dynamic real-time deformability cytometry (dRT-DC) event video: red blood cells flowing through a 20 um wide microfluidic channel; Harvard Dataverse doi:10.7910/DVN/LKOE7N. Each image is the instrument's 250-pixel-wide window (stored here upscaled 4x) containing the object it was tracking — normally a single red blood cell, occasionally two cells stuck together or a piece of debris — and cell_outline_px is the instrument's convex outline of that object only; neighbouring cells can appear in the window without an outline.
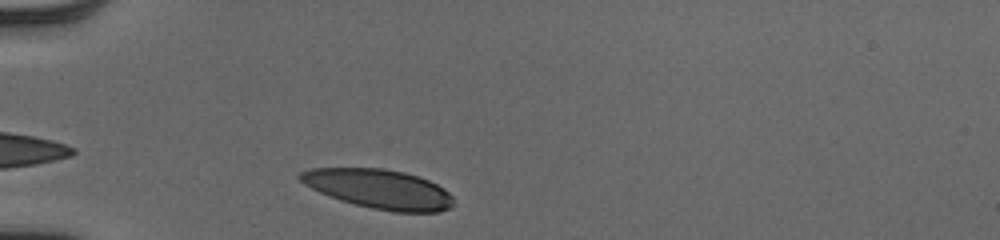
{"species": "human", "species_latin": "Homo sapiens", "temperature_condition": "cold", "stored_images_in_passage": 27, "camera_frame_rate_fps": 3000, "um_per_image_px": 0.085, "donor": {"sex": "male"}, "frame": {"image": 1, "passage_image": 1, "time_ms": 0.0, "image_size_px": [1000, 240], "cell_outline_px": [[456, 204], [452, 208], [440, 212], [392, 212], [372, 208], [340, 200], [328, 196], [304, 184], [296, 176], [300, 172], [312, 168], [380, 168], [404, 172], [428, 180], [444, 188], [452, 196]], "centroid_in_image_um": [32.24, 16.07], "position_along_channel_um": 52.8, "area_um2": 35.26}}
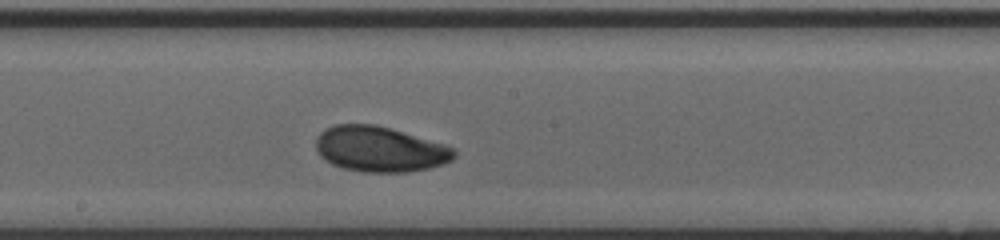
{"frame": {"image": 2, "passage_image": 15, "time_ms": 4.667, "image_size_px": [1000, 240], "cell_outline_px": [[456, 156], [452, 160], [428, 168], [408, 172], [360, 172], [344, 168], [332, 164], [320, 156], [316, 148], [316, 140], [320, 132], [336, 124], [376, 124], [444, 144], [452, 148], [456, 152]], "centroid_in_image_um": [32.27, 12.68], "position_along_channel_um": 215.9, "area_um2": 36.36}}
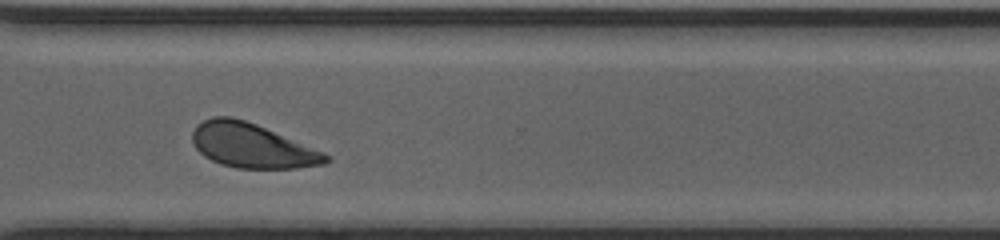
{"frame": {"image": 3, "passage_image": 25, "time_ms": 8.0, "image_size_px": [1000, 240], "cell_outline_px": [[332, 160], [328, 164], [296, 168], [236, 168], [220, 164], [204, 156], [192, 144], [192, 132], [196, 124], [212, 116], [232, 116], [256, 124], [324, 152], [332, 156]], "centroid_in_image_um": [21.43, 12.38], "position_along_channel_um": 349.2, "area_um2": 34.74}, "authors_computed_cell_mechanics": {"area_um2": 35.7204, "velocity_mm_per_s": 3.9793, "shape_relaxation_time_tau1_ms": 3.4377, "shape_relaxation_time_tau2_ms": 7.8248, "deformation_change_tau1": 0.1605, "deformation_change_tau2": 0.1532}}